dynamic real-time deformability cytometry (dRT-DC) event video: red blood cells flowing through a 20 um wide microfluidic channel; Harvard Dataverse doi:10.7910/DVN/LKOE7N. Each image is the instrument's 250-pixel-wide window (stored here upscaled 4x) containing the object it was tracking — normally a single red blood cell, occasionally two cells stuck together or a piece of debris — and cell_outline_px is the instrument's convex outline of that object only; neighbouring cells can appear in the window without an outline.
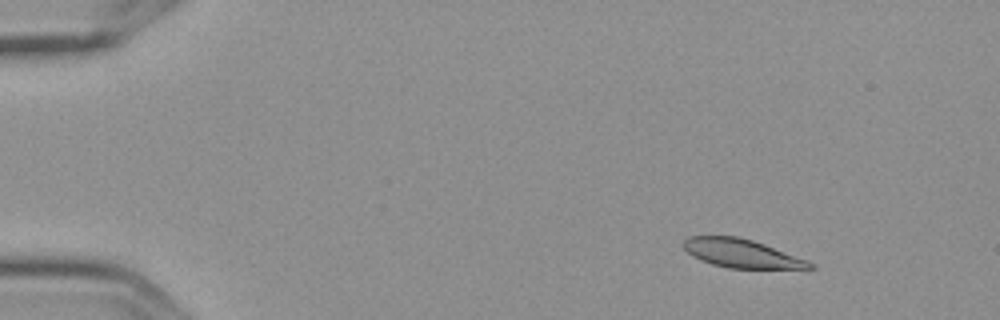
{"species": "Egyptian fruit bat (a non-hibernating species)", "species_latin": "Rousettus aegyptiacus", "temperature_condition": "cold", "stored_images_in_passage": 5, "camera_frame_rate_fps": 3000, "um_per_image_px": 0.085, "frame": {"image": 1, "passage_image": 2, "time_ms": 0.333, "image_size_px": [1000, 320], "cell_outline_px": [[816, 268], [728, 268], [712, 264], [700, 260], [692, 256], [684, 248], [684, 240], [688, 236], [740, 236], [764, 244], [808, 260]], "centroid_in_image_um": [63.0, 21.53], "position_along_channel_um": 22.0, "area_um2": 20.81}}
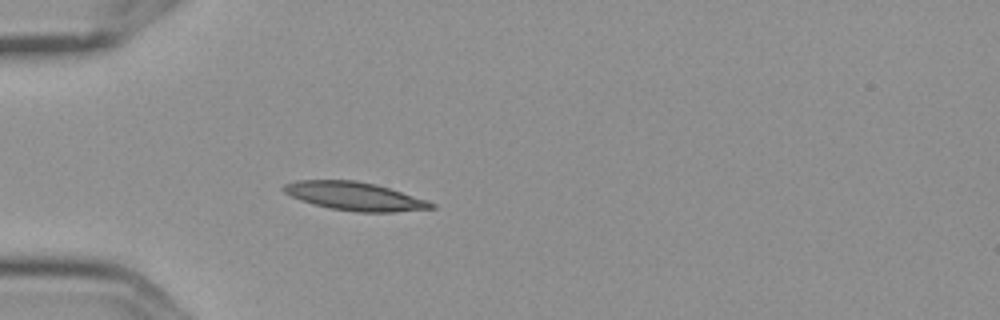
{"frame": {"image": 2, "passage_image": 5, "time_ms": 1.333, "image_size_px": [1000, 320], "cell_outline_px": [[436, 208], [392, 212], [356, 212], [328, 208], [312, 204], [300, 200], [284, 192], [280, 188], [284, 184], [296, 180], [356, 180], [376, 184], [436, 204]], "centroid_in_image_um": [30.08, 16.68], "position_along_channel_um": 54.9, "area_um2": 24.28}}